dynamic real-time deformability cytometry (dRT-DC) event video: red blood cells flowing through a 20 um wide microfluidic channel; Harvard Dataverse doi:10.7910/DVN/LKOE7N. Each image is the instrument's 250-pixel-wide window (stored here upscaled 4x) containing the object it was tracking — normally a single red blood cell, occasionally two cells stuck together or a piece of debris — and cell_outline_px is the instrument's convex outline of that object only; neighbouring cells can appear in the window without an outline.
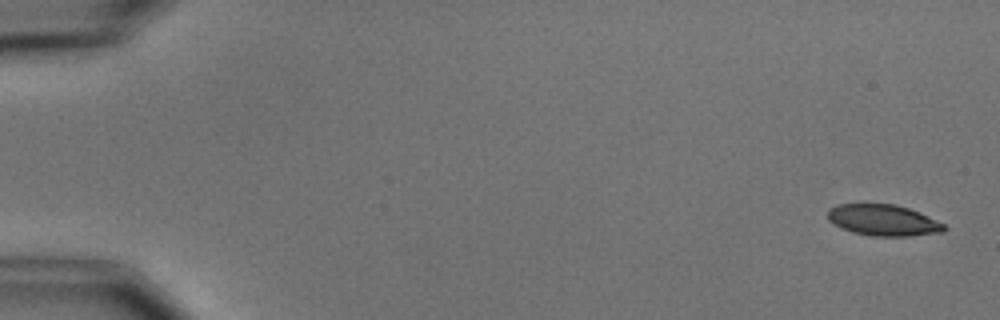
{"species": "common noctule bat (a hibernating species)", "species_latin": "Nyctalus noctula", "temperature_condition": "cold", "stored_images_in_passage": 6, "camera_frame_rate_fps": 3000, "um_per_image_px": 0.085, "animal": {"sex": "male", "body_mass_g": 15.6}, "frame": {"image": 1, "passage_image": 1, "time_ms": 0.0, "image_size_px": [1000, 320], "cell_outline_px": [[948, 228], [944, 232], [908, 236], [872, 236], [852, 232], [840, 228], [832, 224], [828, 220], [828, 208], [836, 204], [896, 204], [920, 212], [944, 224]], "centroid_in_image_um": [75.06, 18.72], "position_along_channel_um": 9.9, "area_um2": 21.39}}
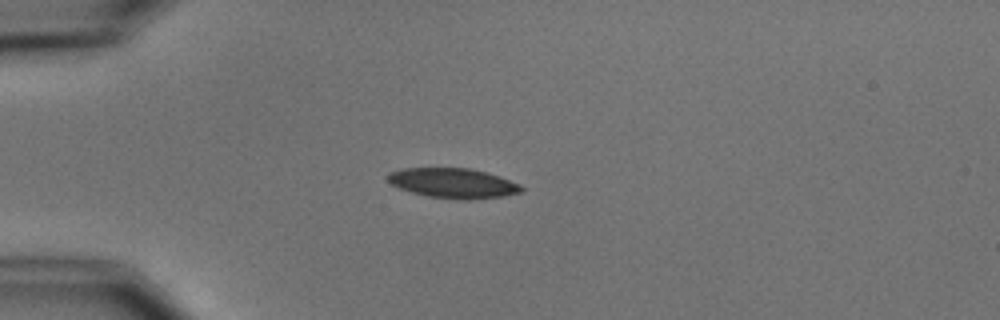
{"frame": {"image": 2, "passage_image": 4, "time_ms": 4.333, "image_size_px": [1000, 320], "cell_outline_px": [[524, 192], [504, 196], [468, 200], [464, 200], [428, 196], [412, 192], [400, 188], [392, 184], [388, 180], [388, 172], [400, 168], [468, 168], [488, 172], [500, 176], [520, 184], [524, 188]], "centroid_in_image_um": [38.56, 15.56], "position_along_channel_um": 46.4, "area_um2": 23.41}}